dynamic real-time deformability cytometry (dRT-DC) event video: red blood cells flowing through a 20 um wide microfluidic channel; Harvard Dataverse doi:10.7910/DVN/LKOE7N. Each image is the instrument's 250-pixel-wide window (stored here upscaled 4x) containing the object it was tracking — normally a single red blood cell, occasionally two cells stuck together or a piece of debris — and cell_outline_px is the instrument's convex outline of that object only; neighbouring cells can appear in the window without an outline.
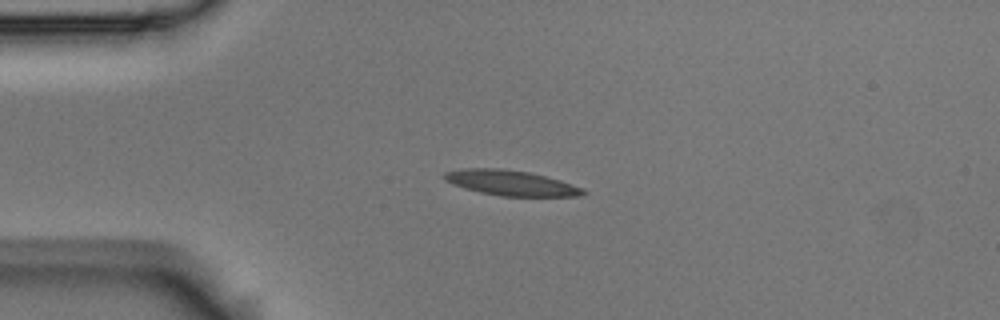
{"species": "Egyptian fruit bat (a non-hibernating species)", "species_latin": "Rousettus aegyptiacus", "temperature_condition": "room temperature", "stored_images_in_passage": 2, "camera_frame_rate_fps": 3000, "um_per_image_px": 0.085, "animal": {"sex": "male"}, "frame": {"image": 1, "passage_image": 2, "time_ms": 0.333, "image_size_px": [1000, 320], "cell_outline_px": [[588, 192], [580, 196], [500, 196], [480, 192], [464, 188], [452, 184], [444, 180], [444, 172], [464, 168], [500, 168], [528, 172], [560, 180], [584, 188]], "centroid_in_image_um": [43.43, 15.55], "position_along_channel_um": 41.6, "area_um2": 20.4}}